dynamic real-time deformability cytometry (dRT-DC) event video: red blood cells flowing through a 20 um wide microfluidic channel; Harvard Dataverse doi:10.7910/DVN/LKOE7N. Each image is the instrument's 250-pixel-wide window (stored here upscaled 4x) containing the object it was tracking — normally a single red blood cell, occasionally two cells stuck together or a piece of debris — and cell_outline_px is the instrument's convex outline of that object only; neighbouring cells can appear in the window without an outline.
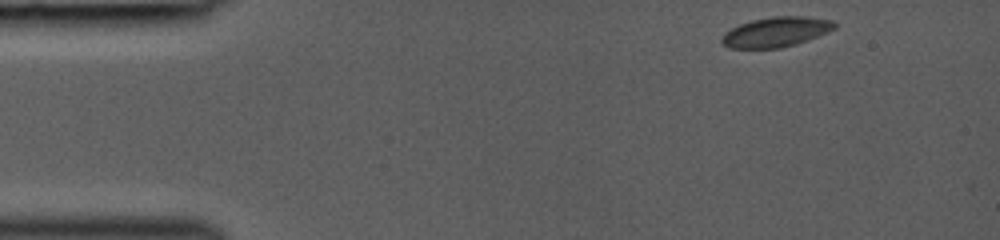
{"species": "common noctule bat (a hibernating species)", "species_latin": "Nyctalus noctula", "temperature_condition": "room temperature", "stored_images_in_passage": 39, "camera_frame_rate_fps": 3000, "um_per_image_px": 0.085, "animal": {"sex": "female", "body_mass_g": 19.0, "forearm_length_mm": 53.3}, "frame": {"image": 1, "passage_image": 1, "time_ms": 0.0, "image_size_px": [1000, 240], "cell_outline_px": [[836, 28], [828, 32], [796, 44], [780, 48], [728, 48], [720, 40], [724, 32], [740, 24], [752, 20], [772, 16], [804, 16], [832, 20], [836, 24]], "centroid_in_image_um": [65.96, 2.71], "position_along_channel_um": 19.0, "area_um2": 19.65}}
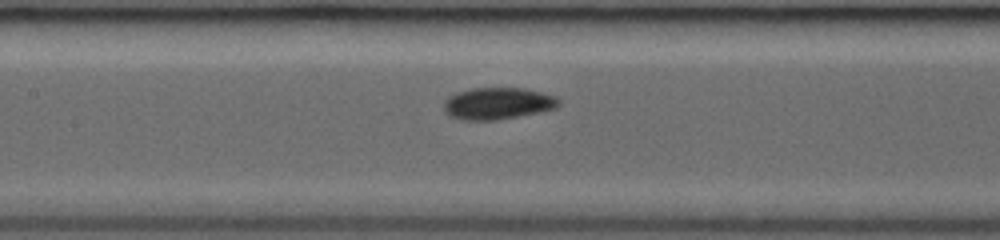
{"frame": {"image": 2, "passage_image": 17, "time_ms": 5.333, "image_size_px": [1000, 240], "cell_outline_px": [[560, 104], [556, 108], [540, 112], [496, 120], [460, 120], [448, 116], [444, 112], [444, 100], [448, 96], [456, 92], [472, 88], [524, 88], [556, 96], [560, 100]], "centroid_in_image_um": [42.27, 8.79], "position_along_channel_um": 165.1, "area_um2": 21.56}}
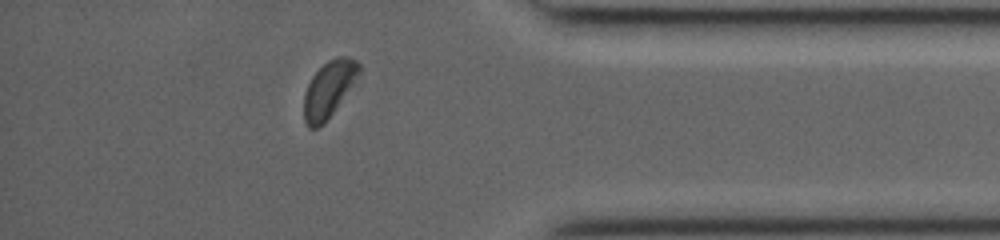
{"frame": {"image": 3, "passage_image": 34, "time_ms": 11.0, "image_size_px": [1000, 240], "cell_outline_px": [[360, 72], [352, 84], [324, 124], [316, 128], [308, 128], [304, 120], [304, 92], [312, 76], [328, 60], [336, 56], [348, 56], [356, 60], [360, 64]], "centroid_in_image_um": [27.92, 7.56], "position_along_channel_um": 407.3, "area_um2": 17.74}}